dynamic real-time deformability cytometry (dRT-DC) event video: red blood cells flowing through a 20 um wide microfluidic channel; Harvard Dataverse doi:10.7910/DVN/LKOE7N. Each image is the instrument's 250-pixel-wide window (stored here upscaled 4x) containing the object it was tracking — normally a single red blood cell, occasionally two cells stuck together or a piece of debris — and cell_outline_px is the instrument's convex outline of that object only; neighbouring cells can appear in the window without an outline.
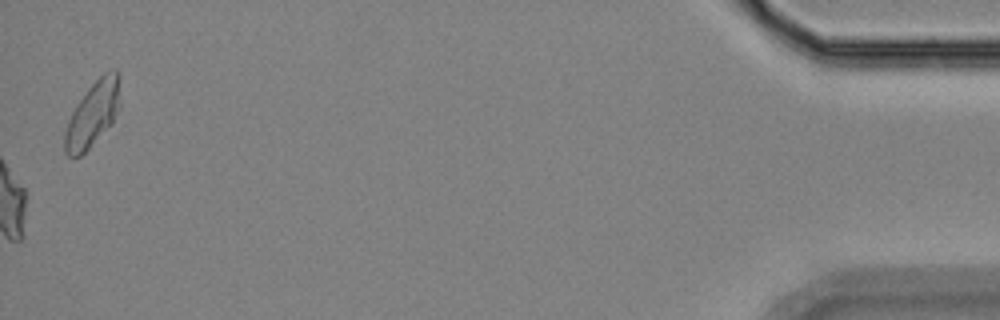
{"species": "Egyptian fruit bat (a non-hibernating species)", "species_latin": "Rousettus aegyptiacus", "temperature_condition": "room temperature", "stored_images_in_passage": 56, "camera_frame_rate_fps": 3000, "um_per_image_px": 0.085, "animal": {"sex": "female"}, "frame": {"image": 1, "passage_image": 56, "time_ms": 18.333, "image_size_px": [1000, 320], "cell_outline_px": [[120, 104], [112, 124], [80, 156], [68, 156], [64, 152], [64, 132], [68, 120], [76, 104], [88, 88], [104, 72], [112, 68], [116, 68], [120, 76]], "centroid_in_image_um": [7.9, 9.65], "position_along_channel_um": 427.3, "area_um2": 21.15}, "authors_computed_cell_mechanics": {"area_um2": 20.1144, "velocity_mm_per_s": 3.6146, "shape_relaxation_time_tau1_ms": 9.7028, "shape_relaxation_time_tau2_ms": 4.0566, "deformation_change_tau1": 0.2555, "deformation_change_tau2": 0.1136}}